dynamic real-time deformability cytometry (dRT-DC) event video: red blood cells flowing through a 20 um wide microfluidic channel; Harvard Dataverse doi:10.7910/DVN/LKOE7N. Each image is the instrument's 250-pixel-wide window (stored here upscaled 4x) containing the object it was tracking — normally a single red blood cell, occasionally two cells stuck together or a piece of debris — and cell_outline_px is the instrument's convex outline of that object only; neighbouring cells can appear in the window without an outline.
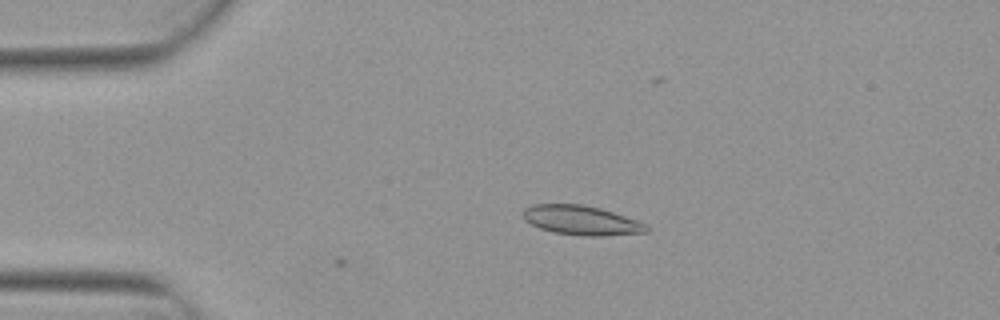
{"species": "Egyptian fruit bat (a non-hibernating species)", "species_latin": "Rousettus aegyptiacus", "temperature_condition": "warm", "stored_images_in_passage": 3, "camera_frame_rate_fps": 3000, "um_per_image_px": 0.085, "animal": {"sex": "female"}, "frame": {"image": 1, "passage_image": 2, "time_ms": 0.333, "image_size_px": [1000, 320], "cell_outline_px": [[648, 232], [600, 236], [580, 236], [552, 232], [540, 228], [524, 220], [524, 208], [532, 204], [584, 204], [600, 208], [648, 224]], "centroid_in_image_um": [49.41, 18.73], "position_along_channel_um": 35.6, "area_um2": 21.15}}
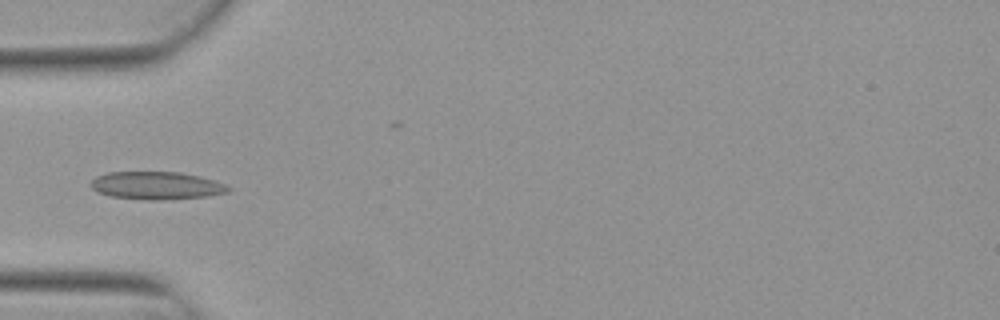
{"frame": {"image": 2, "passage_image": 3, "time_ms": 0.667, "image_size_px": [1000, 320], "cell_outline_px": [[232, 188], [228, 192], [208, 196], [160, 200], [148, 200], [112, 196], [96, 192], [92, 188], [92, 180], [96, 176], [108, 172], [180, 172], [200, 176], [224, 184]], "centroid_in_image_um": [13.3, 15.77], "position_along_channel_um": 71.7, "area_um2": 22.14}}